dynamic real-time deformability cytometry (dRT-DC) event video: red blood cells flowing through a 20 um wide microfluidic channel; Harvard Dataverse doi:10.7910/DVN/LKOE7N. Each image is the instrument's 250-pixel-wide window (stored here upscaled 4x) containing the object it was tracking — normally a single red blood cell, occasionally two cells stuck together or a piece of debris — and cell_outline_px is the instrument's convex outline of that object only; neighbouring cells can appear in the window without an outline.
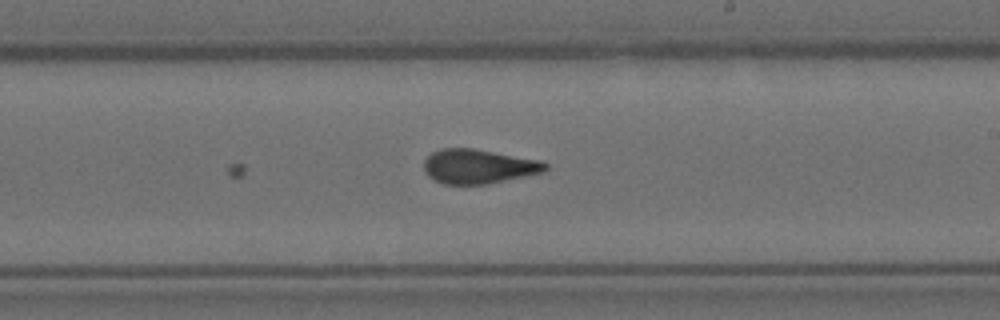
{"species": "Egyptian fruit bat (a non-hibernating species)", "species_latin": "Rousettus aegyptiacus", "temperature_condition": "room temperature", "stored_images_in_passage": 22, "camera_frame_rate_fps": 3000, "um_per_image_px": 0.085, "animal": {"sex": "female"}, "frame": {"image": 1, "passage_image": 22, "time_ms": 7.0, "image_size_px": [1000, 320], "cell_outline_px": [[548, 168], [544, 172], [488, 184], [444, 184], [432, 180], [424, 172], [424, 160], [432, 152], [440, 148], [472, 148], [540, 160], [548, 164]], "centroid_in_image_um": [40.65, 14.15], "position_along_channel_um": 248.4, "area_um2": 24.45}}